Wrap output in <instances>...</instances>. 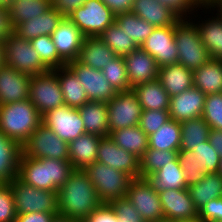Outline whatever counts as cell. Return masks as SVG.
I'll return each mask as SVG.
<instances>
[{
  "instance_id": "54",
  "label": "cell",
  "mask_w": 222,
  "mask_h": 222,
  "mask_svg": "<svg viewBox=\"0 0 222 222\" xmlns=\"http://www.w3.org/2000/svg\"><path fill=\"white\" fill-rule=\"evenodd\" d=\"M57 215L59 214H52L46 212L17 214L15 222H52L55 216Z\"/></svg>"
},
{
  "instance_id": "61",
  "label": "cell",
  "mask_w": 222,
  "mask_h": 222,
  "mask_svg": "<svg viewBox=\"0 0 222 222\" xmlns=\"http://www.w3.org/2000/svg\"><path fill=\"white\" fill-rule=\"evenodd\" d=\"M5 65L4 45L0 40V68Z\"/></svg>"
},
{
  "instance_id": "46",
  "label": "cell",
  "mask_w": 222,
  "mask_h": 222,
  "mask_svg": "<svg viewBox=\"0 0 222 222\" xmlns=\"http://www.w3.org/2000/svg\"><path fill=\"white\" fill-rule=\"evenodd\" d=\"M202 117L211 129L222 130V93L205 96Z\"/></svg>"
},
{
  "instance_id": "15",
  "label": "cell",
  "mask_w": 222,
  "mask_h": 222,
  "mask_svg": "<svg viewBox=\"0 0 222 222\" xmlns=\"http://www.w3.org/2000/svg\"><path fill=\"white\" fill-rule=\"evenodd\" d=\"M175 27L176 23L172 26L155 27L152 34L140 46L155 59L159 67L178 63Z\"/></svg>"
},
{
  "instance_id": "8",
  "label": "cell",
  "mask_w": 222,
  "mask_h": 222,
  "mask_svg": "<svg viewBox=\"0 0 222 222\" xmlns=\"http://www.w3.org/2000/svg\"><path fill=\"white\" fill-rule=\"evenodd\" d=\"M68 19L78 27L84 37H96L115 21V14L101 0H87L74 10Z\"/></svg>"
},
{
  "instance_id": "21",
  "label": "cell",
  "mask_w": 222,
  "mask_h": 222,
  "mask_svg": "<svg viewBox=\"0 0 222 222\" xmlns=\"http://www.w3.org/2000/svg\"><path fill=\"white\" fill-rule=\"evenodd\" d=\"M31 76L10 66L0 68V105L29 99Z\"/></svg>"
},
{
  "instance_id": "16",
  "label": "cell",
  "mask_w": 222,
  "mask_h": 222,
  "mask_svg": "<svg viewBox=\"0 0 222 222\" xmlns=\"http://www.w3.org/2000/svg\"><path fill=\"white\" fill-rule=\"evenodd\" d=\"M97 161L127 173L132 179L140 178V159L119 147L109 136L101 138Z\"/></svg>"
},
{
  "instance_id": "37",
  "label": "cell",
  "mask_w": 222,
  "mask_h": 222,
  "mask_svg": "<svg viewBox=\"0 0 222 222\" xmlns=\"http://www.w3.org/2000/svg\"><path fill=\"white\" fill-rule=\"evenodd\" d=\"M116 23L131 37L132 41L140 47L152 34L155 27L132 12L115 15Z\"/></svg>"
},
{
  "instance_id": "48",
  "label": "cell",
  "mask_w": 222,
  "mask_h": 222,
  "mask_svg": "<svg viewBox=\"0 0 222 222\" xmlns=\"http://www.w3.org/2000/svg\"><path fill=\"white\" fill-rule=\"evenodd\" d=\"M17 216L10 183H0V222H15Z\"/></svg>"
},
{
  "instance_id": "52",
  "label": "cell",
  "mask_w": 222,
  "mask_h": 222,
  "mask_svg": "<svg viewBox=\"0 0 222 222\" xmlns=\"http://www.w3.org/2000/svg\"><path fill=\"white\" fill-rule=\"evenodd\" d=\"M82 222H117V215L110 204L102 203Z\"/></svg>"
},
{
  "instance_id": "31",
  "label": "cell",
  "mask_w": 222,
  "mask_h": 222,
  "mask_svg": "<svg viewBox=\"0 0 222 222\" xmlns=\"http://www.w3.org/2000/svg\"><path fill=\"white\" fill-rule=\"evenodd\" d=\"M132 89L136 93L143 111L169 110L170 96L158 79L137 84Z\"/></svg>"
},
{
  "instance_id": "24",
  "label": "cell",
  "mask_w": 222,
  "mask_h": 222,
  "mask_svg": "<svg viewBox=\"0 0 222 222\" xmlns=\"http://www.w3.org/2000/svg\"><path fill=\"white\" fill-rule=\"evenodd\" d=\"M131 12L156 28L172 26L180 19L158 0H134Z\"/></svg>"
},
{
  "instance_id": "47",
  "label": "cell",
  "mask_w": 222,
  "mask_h": 222,
  "mask_svg": "<svg viewBox=\"0 0 222 222\" xmlns=\"http://www.w3.org/2000/svg\"><path fill=\"white\" fill-rule=\"evenodd\" d=\"M169 120L168 110H145L142 111L139 126L141 130L149 136Z\"/></svg>"
},
{
  "instance_id": "2",
  "label": "cell",
  "mask_w": 222,
  "mask_h": 222,
  "mask_svg": "<svg viewBox=\"0 0 222 222\" xmlns=\"http://www.w3.org/2000/svg\"><path fill=\"white\" fill-rule=\"evenodd\" d=\"M74 171L70 161L40 158L35 159L21 154L17 178L24 184L40 190L58 193L69 175Z\"/></svg>"
},
{
  "instance_id": "34",
  "label": "cell",
  "mask_w": 222,
  "mask_h": 222,
  "mask_svg": "<svg viewBox=\"0 0 222 222\" xmlns=\"http://www.w3.org/2000/svg\"><path fill=\"white\" fill-rule=\"evenodd\" d=\"M196 25L210 59L222 60V17L217 15Z\"/></svg>"
},
{
  "instance_id": "6",
  "label": "cell",
  "mask_w": 222,
  "mask_h": 222,
  "mask_svg": "<svg viewBox=\"0 0 222 222\" xmlns=\"http://www.w3.org/2000/svg\"><path fill=\"white\" fill-rule=\"evenodd\" d=\"M10 184L17 214L32 212L59 214L57 192L37 189L24 184L17 177Z\"/></svg>"
},
{
  "instance_id": "60",
  "label": "cell",
  "mask_w": 222,
  "mask_h": 222,
  "mask_svg": "<svg viewBox=\"0 0 222 222\" xmlns=\"http://www.w3.org/2000/svg\"><path fill=\"white\" fill-rule=\"evenodd\" d=\"M15 0H0V8L4 10H10L11 5Z\"/></svg>"
},
{
  "instance_id": "10",
  "label": "cell",
  "mask_w": 222,
  "mask_h": 222,
  "mask_svg": "<svg viewBox=\"0 0 222 222\" xmlns=\"http://www.w3.org/2000/svg\"><path fill=\"white\" fill-rule=\"evenodd\" d=\"M29 99L41 116L64 105L61 85L54 70L31 76Z\"/></svg>"
},
{
  "instance_id": "12",
  "label": "cell",
  "mask_w": 222,
  "mask_h": 222,
  "mask_svg": "<svg viewBox=\"0 0 222 222\" xmlns=\"http://www.w3.org/2000/svg\"><path fill=\"white\" fill-rule=\"evenodd\" d=\"M126 197L145 222L164 219L159 193L153 189L146 178H133Z\"/></svg>"
},
{
  "instance_id": "9",
  "label": "cell",
  "mask_w": 222,
  "mask_h": 222,
  "mask_svg": "<svg viewBox=\"0 0 222 222\" xmlns=\"http://www.w3.org/2000/svg\"><path fill=\"white\" fill-rule=\"evenodd\" d=\"M3 45L6 66L29 76L48 71L33 49L30 40L19 38L13 33L3 41Z\"/></svg>"
},
{
  "instance_id": "36",
  "label": "cell",
  "mask_w": 222,
  "mask_h": 222,
  "mask_svg": "<svg viewBox=\"0 0 222 222\" xmlns=\"http://www.w3.org/2000/svg\"><path fill=\"white\" fill-rule=\"evenodd\" d=\"M197 210L208 201L222 197V177L219 173L206 174L204 179L188 187Z\"/></svg>"
},
{
  "instance_id": "18",
  "label": "cell",
  "mask_w": 222,
  "mask_h": 222,
  "mask_svg": "<svg viewBox=\"0 0 222 222\" xmlns=\"http://www.w3.org/2000/svg\"><path fill=\"white\" fill-rule=\"evenodd\" d=\"M50 36L59 57L66 64L78 59L84 35L70 19L64 17Z\"/></svg>"
},
{
  "instance_id": "43",
  "label": "cell",
  "mask_w": 222,
  "mask_h": 222,
  "mask_svg": "<svg viewBox=\"0 0 222 222\" xmlns=\"http://www.w3.org/2000/svg\"><path fill=\"white\" fill-rule=\"evenodd\" d=\"M104 77L116 92L131 90L123 56H115L102 69Z\"/></svg>"
},
{
  "instance_id": "63",
  "label": "cell",
  "mask_w": 222,
  "mask_h": 222,
  "mask_svg": "<svg viewBox=\"0 0 222 222\" xmlns=\"http://www.w3.org/2000/svg\"><path fill=\"white\" fill-rule=\"evenodd\" d=\"M179 222H202L199 218L190 221H179Z\"/></svg>"
},
{
  "instance_id": "27",
  "label": "cell",
  "mask_w": 222,
  "mask_h": 222,
  "mask_svg": "<svg viewBox=\"0 0 222 222\" xmlns=\"http://www.w3.org/2000/svg\"><path fill=\"white\" fill-rule=\"evenodd\" d=\"M78 111L84 123L85 133L100 137H108L110 135L107 103L88 101L78 108Z\"/></svg>"
},
{
  "instance_id": "44",
  "label": "cell",
  "mask_w": 222,
  "mask_h": 222,
  "mask_svg": "<svg viewBox=\"0 0 222 222\" xmlns=\"http://www.w3.org/2000/svg\"><path fill=\"white\" fill-rule=\"evenodd\" d=\"M178 160L184 171L187 187L204 179L206 172L204 169H199L197 159L191 150H179Z\"/></svg>"
},
{
  "instance_id": "25",
  "label": "cell",
  "mask_w": 222,
  "mask_h": 222,
  "mask_svg": "<svg viewBox=\"0 0 222 222\" xmlns=\"http://www.w3.org/2000/svg\"><path fill=\"white\" fill-rule=\"evenodd\" d=\"M158 80L170 97L193 87V70L179 63L159 67Z\"/></svg>"
},
{
  "instance_id": "50",
  "label": "cell",
  "mask_w": 222,
  "mask_h": 222,
  "mask_svg": "<svg viewBox=\"0 0 222 222\" xmlns=\"http://www.w3.org/2000/svg\"><path fill=\"white\" fill-rule=\"evenodd\" d=\"M202 222H222V197L208 201L198 210Z\"/></svg>"
},
{
  "instance_id": "30",
  "label": "cell",
  "mask_w": 222,
  "mask_h": 222,
  "mask_svg": "<svg viewBox=\"0 0 222 222\" xmlns=\"http://www.w3.org/2000/svg\"><path fill=\"white\" fill-rule=\"evenodd\" d=\"M146 179L158 193L167 189L178 190L188 188L178 157L173 162L166 164V166L155 173L147 176Z\"/></svg>"
},
{
  "instance_id": "57",
  "label": "cell",
  "mask_w": 222,
  "mask_h": 222,
  "mask_svg": "<svg viewBox=\"0 0 222 222\" xmlns=\"http://www.w3.org/2000/svg\"><path fill=\"white\" fill-rule=\"evenodd\" d=\"M208 140L211 146L219 154V157L222 158V130L211 129Z\"/></svg>"
},
{
  "instance_id": "4",
  "label": "cell",
  "mask_w": 222,
  "mask_h": 222,
  "mask_svg": "<svg viewBox=\"0 0 222 222\" xmlns=\"http://www.w3.org/2000/svg\"><path fill=\"white\" fill-rule=\"evenodd\" d=\"M180 18L175 27V43L178 50V63L195 70L206 63L210 56L201 41L194 21Z\"/></svg>"
},
{
  "instance_id": "17",
  "label": "cell",
  "mask_w": 222,
  "mask_h": 222,
  "mask_svg": "<svg viewBox=\"0 0 222 222\" xmlns=\"http://www.w3.org/2000/svg\"><path fill=\"white\" fill-rule=\"evenodd\" d=\"M164 219L190 221L198 218V210L191 199L188 188L167 189L159 192Z\"/></svg>"
},
{
  "instance_id": "59",
  "label": "cell",
  "mask_w": 222,
  "mask_h": 222,
  "mask_svg": "<svg viewBox=\"0 0 222 222\" xmlns=\"http://www.w3.org/2000/svg\"><path fill=\"white\" fill-rule=\"evenodd\" d=\"M52 222H81V221L57 215L55 216Z\"/></svg>"
},
{
  "instance_id": "64",
  "label": "cell",
  "mask_w": 222,
  "mask_h": 222,
  "mask_svg": "<svg viewBox=\"0 0 222 222\" xmlns=\"http://www.w3.org/2000/svg\"><path fill=\"white\" fill-rule=\"evenodd\" d=\"M157 222H177V221H174V220H168V219H162V220L157 221Z\"/></svg>"
},
{
  "instance_id": "20",
  "label": "cell",
  "mask_w": 222,
  "mask_h": 222,
  "mask_svg": "<svg viewBox=\"0 0 222 222\" xmlns=\"http://www.w3.org/2000/svg\"><path fill=\"white\" fill-rule=\"evenodd\" d=\"M130 87L137 84L157 80L159 66L155 59L146 51L138 47L130 54L123 56Z\"/></svg>"
},
{
  "instance_id": "45",
  "label": "cell",
  "mask_w": 222,
  "mask_h": 222,
  "mask_svg": "<svg viewBox=\"0 0 222 222\" xmlns=\"http://www.w3.org/2000/svg\"><path fill=\"white\" fill-rule=\"evenodd\" d=\"M195 155L199 169H204L206 174L218 173L220 157L211 146L209 140L191 150Z\"/></svg>"
},
{
  "instance_id": "65",
  "label": "cell",
  "mask_w": 222,
  "mask_h": 222,
  "mask_svg": "<svg viewBox=\"0 0 222 222\" xmlns=\"http://www.w3.org/2000/svg\"><path fill=\"white\" fill-rule=\"evenodd\" d=\"M213 0H204V5L208 6Z\"/></svg>"
},
{
  "instance_id": "56",
  "label": "cell",
  "mask_w": 222,
  "mask_h": 222,
  "mask_svg": "<svg viewBox=\"0 0 222 222\" xmlns=\"http://www.w3.org/2000/svg\"><path fill=\"white\" fill-rule=\"evenodd\" d=\"M115 15L131 12L134 0H101Z\"/></svg>"
},
{
  "instance_id": "49",
  "label": "cell",
  "mask_w": 222,
  "mask_h": 222,
  "mask_svg": "<svg viewBox=\"0 0 222 222\" xmlns=\"http://www.w3.org/2000/svg\"><path fill=\"white\" fill-rule=\"evenodd\" d=\"M117 215V222H145L127 197L109 203Z\"/></svg>"
},
{
  "instance_id": "51",
  "label": "cell",
  "mask_w": 222,
  "mask_h": 222,
  "mask_svg": "<svg viewBox=\"0 0 222 222\" xmlns=\"http://www.w3.org/2000/svg\"><path fill=\"white\" fill-rule=\"evenodd\" d=\"M158 1L164 6L169 7L180 18H187L186 17L187 12L188 14H192L193 12H196L194 10L197 7L204 8V5H202L200 0H158Z\"/></svg>"
},
{
  "instance_id": "35",
  "label": "cell",
  "mask_w": 222,
  "mask_h": 222,
  "mask_svg": "<svg viewBox=\"0 0 222 222\" xmlns=\"http://www.w3.org/2000/svg\"><path fill=\"white\" fill-rule=\"evenodd\" d=\"M181 137L180 122L170 119L155 133L148 136V148L160 151H179Z\"/></svg>"
},
{
  "instance_id": "32",
  "label": "cell",
  "mask_w": 222,
  "mask_h": 222,
  "mask_svg": "<svg viewBox=\"0 0 222 222\" xmlns=\"http://www.w3.org/2000/svg\"><path fill=\"white\" fill-rule=\"evenodd\" d=\"M54 71L61 85L65 105L78 109L89 101L81 82L67 65Z\"/></svg>"
},
{
  "instance_id": "58",
  "label": "cell",
  "mask_w": 222,
  "mask_h": 222,
  "mask_svg": "<svg viewBox=\"0 0 222 222\" xmlns=\"http://www.w3.org/2000/svg\"><path fill=\"white\" fill-rule=\"evenodd\" d=\"M204 8L211 10V8L215 9L218 11L216 15L218 14L220 17H222V0H213L208 6L204 5Z\"/></svg>"
},
{
  "instance_id": "23",
  "label": "cell",
  "mask_w": 222,
  "mask_h": 222,
  "mask_svg": "<svg viewBox=\"0 0 222 222\" xmlns=\"http://www.w3.org/2000/svg\"><path fill=\"white\" fill-rule=\"evenodd\" d=\"M63 18L59 12L51 7L46 13L17 25L14 28V34L25 40H31L42 35H51Z\"/></svg>"
},
{
  "instance_id": "28",
  "label": "cell",
  "mask_w": 222,
  "mask_h": 222,
  "mask_svg": "<svg viewBox=\"0 0 222 222\" xmlns=\"http://www.w3.org/2000/svg\"><path fill=\"white\" fill-rule=\"evenodd\" d=\"M21 145L0 132V183H11L18 175Z\"/></svg>"
},
{
  "instance_id": "13",
  "label": "cell",
  "mask_w": 222,
  "mask_h": 222,
  "mask_svg": "<svg viewBox=\"0 0 222 222\" xmlns=\"http://www.w3.org/2000/svg\"><path fill=\"white\" fill-rule=\"evenodd\" d=\"M42 123L67 143L85 133V127L77 108L59 106L42 116Z\"/></svg>"
},
{
  "instance_id": "38",
  "label": "cell",
  "mask_w": 222,
  "mask_h": 222,
  "mask_svg": "<svg viewBox=\"0 0 222 222\" xmlns=\"http://www.w3.org/2000/svg\"><path fill=\"white\" fill-rule=\"evenodd\" d=\"M180 126L182 137L179 150H192L209 138L211 128L203 117L183 121Z\"/></svg>"
},
{
  "instance_id": "39",
  "label": "cell",
  "mask_w": 222,
  "mask_h": 222,
  "mask_svg": "<svg viewBox=\"0 0 222 222\" xmlns=\"http://www.w3.org/2000/svg\"><path fill=\"white\" fill-rule=\"evenodd\" d=\"M51 8V0H15L11 5L10 21L15 28L28 19L40 16Z\"/></svg>"
},
{
  "instance_id": "11",
  "label": "cell",
  "mask_w": 222,
  "mask_h": 222,
  "mask_svg": "<svg viewBox=\"0 0 222 222\" xmlns=\"http://www.w3.org/2000/svg\"><path fill=\"white\" fill-rule=\"evenodd\" d=\"M109 132L137 126L142 114V106L139 103L133 89L117 92V94L107 102Z\"/></svg>"
},
{
  "instance_id": "53",
  "label": "cell",
  "mask_w": 222,
  "mask_h": 222,
  "mask_svg": "<svg viewBox=\"0 0 222 222\" xmlns=\"http://www.w3.org/2000/svg\"><path fill=\"white\" fill-rule=\"evenodd\" d=\"M87 0H51V7L59 12L63 17L71 15V13L81 7Z\"/></svg>"
},
{
  "instance_id": "33",
  "label": "cell",
  "mask_w": 222,
  "mask_h": 222,
  "mask_svg": "<svg viewBox=\"0 0 222 222\" xmlns=\"http://www.w3.org/2000/svg\"><path fill=\"white\" fill-rule=\"evenodd\" d=\"M109 137L127 152L133 153L139 159L148 149V136L140 126H131L112 131Z\"/></svg>"
},
{
  "instance_id": "41",
  "label": "cell",
  "mask_w": 222,
  "mask_h": 222,
  "mask_svg": "<svg viewBox=\"0 0 222 222\" xmlns=\"http://www.w3.org/2000/svg\"><path fill=\"white\" fill-rule=\"evenodd\" d=\"M33 49L38 53L42 64L48 70H55L66 66V63L59 57L57 49L50 35H42L31 39Z\"/></svg>"
},
{
  "instance_id": "40",
  "label": "cell",
  "mask_w": 222,
  "mask_h": 222,
  "mask_svg": "<svg viewBox=\"0 0 222 222\" xmlns=\"http://www.w3.org/2000/svg\"><path fill=\"white\" fill-rule=\"evenodd\" d=\"M116 56H125L136 50L138 46L132 41L122 28L114 21L98 36Z\"/></svg>"
},
{
  "instance_id": "55",
  "label": "cell",
  "mask_w": 222,
  "mask_h": 222,
  "mask_svg": "<svg viewBox=\"0 0 222 222\" xmlns=\"http://www.w3.org/2000/svg\"><path fill=\"white\" fill-rule=\"evenodd\" d=\"M14 33L13 25L10 21L9 10L0 8V40L4 41Z\"/></svg>"
},
{
  "instance_id": "19",
  "label": "cell",
  "mask_w": 222,
  "mask_h": 222,
  "mask_svg": "<svg viewBox=\"0 0 222 222\" xmlns=\"http://www.w3.org/2000/svg\"><path fill=\"white\" fill-rule=\"evenodd\" d=\"M205 94L194 86L170 97L169 116L178 122L202 117Z\"/></svg>"
},
{
  "instance_id": "5",
  "label": "cell",
  "mask_w": 222,
  "mask_h": 222,
  "mask_svg": "<svg viewBox=\"0 0 222 222\" xmlns=\"http://www.w3.org/2000/svg\"><path fill=\"white\" fill-rule=\"evenodd\" d=\"M93 185L97 196L102 203H110L126 197L132 178L125 172L114 169L101 162H94L84 170Z\"/></svg>"
},
{
  "instance_id": "42",
  "label": "cell",
  "mask_w": 222,
  "mask_h": 222,
  "mask_svg": "<svg viewBox=\"0 0 222 222\" xmlns=\"http://www.w3.org/2000/svg\"><path fill=\"white\" fill-rule=\"evenodd\" d=\"M178 157V151H160L147 149L140 158V178L155 173L157 170L173 162Z\"/></svg>"
},
{
  "instance_id": "62",
  "label": "cell",
  "mask_w": 222,
  "mask_h": 222,
  "mask_svg": "<svg viewBox=\"0 0 222 222\" xmlns=\"http://www.w3.org/2000/svg\"><path fill=\"white\" fill-rule=\"evenodd\" d=\"M218 173H219L220 176L222 177V158H220V166H219Z\"/></svg>"
},
{
  "instance_id": "3",
  "label": "cell",
  "mask_w": 222,
  "mask_h": 222,
  "mask_svg": "<svg viewBox=\"0 0 222 222\" xmlns=\"http://www.w3.org/2000/svg\"><path fill=\"white\" fill-rule=\"evenodd\" d=\"M42 123L30 99L0 105V132L21 146Z\"/></svg>"
},
{
  "instance_id": "7",
  "label": "cell",
  "mask_w": 222,
  "mask_h": 222,
  "mask_svg": "<svg viewBox=\"0 0 222 222\" xmlns=\"http://www.w3.org/2000/svg\"><path fill=\"white\" fill-rule=\"evenodd\" d=\"M21 147L22 155L27 157L69 161L68 143L59 138L43 123L38 126Z\"/></svg>"
},
{
  "instance_id": "22",
  "label": "cell",
  "mask_w": 222,
  "mask_h": 222,
  "mask_svg": "<svg viewBox=\"0 0 222 222\" xmlns=\"http://www.w3.org/2000/svg\"><path fill=\"white\" fill-rule=\"evenodd\" d=\"M100 136L84 133L76 140L68 143L69 161L74 170H85L97 161Z\"/></svg>"
},
{
  "instance_id": "14",
  "label": "cell",
  "mask_w": 222,
  "mask_h": 222,
  "mask_svg": "<svg viewBox=\"0 0 222 222\" xmlns=\"http://www.w3.org/2000/svg\"><path fill=\"white\" fill-rule=\"evenodd\" d=\"M85 89L89 101L109 102L117 92L104 77L102 70L86 66L78 60L66 64Z\"/></svg>"
},
{
  "instance_id": "1",
  "label": "cell",
  "mask_w": 222,
  "mask_h": 222,
  "mask_svg": "<svg viewBox=\"0 0 222 222\" xmlns=\"http://www.w3.org/2000/svg\"><path fill=\"white\" fill-rule=\"evenodd\" d=\"M58 213L71 219L83 221L102 202L99 200L95 186L84 170H74L58 189Z\"/></svg>"
},
{
  "instance_id": "29",
  "label": "cell",
  "mask_w": 222,
  "mask_h": 222,
  "mask_svg": "<svg viewBox=\"0 0 222 222\" xmlns=\"http://www.w3.org/2000/svg\"><path fill=\"white\" fill-rule=\"evenodd\" d=\"M115 53L98 36L84 37L78 61L94 69L102 70Z\"/></svg>"
},
{
  "instance_id": "26",
  "label": "cell",
  "mask_w": 222,
  "mask_h": 222,
  "mask_svg": "<svg viewBox=\"0 0 222 222\" xmlns=\"http://www.w3.org/2000/svg\"><path fill=\"white\" fill-rule=\"evenodd\" d=\"M193 86L205 95L222 93V60L209 59L195 69Z\"/></svg>"
}]
</instances>
